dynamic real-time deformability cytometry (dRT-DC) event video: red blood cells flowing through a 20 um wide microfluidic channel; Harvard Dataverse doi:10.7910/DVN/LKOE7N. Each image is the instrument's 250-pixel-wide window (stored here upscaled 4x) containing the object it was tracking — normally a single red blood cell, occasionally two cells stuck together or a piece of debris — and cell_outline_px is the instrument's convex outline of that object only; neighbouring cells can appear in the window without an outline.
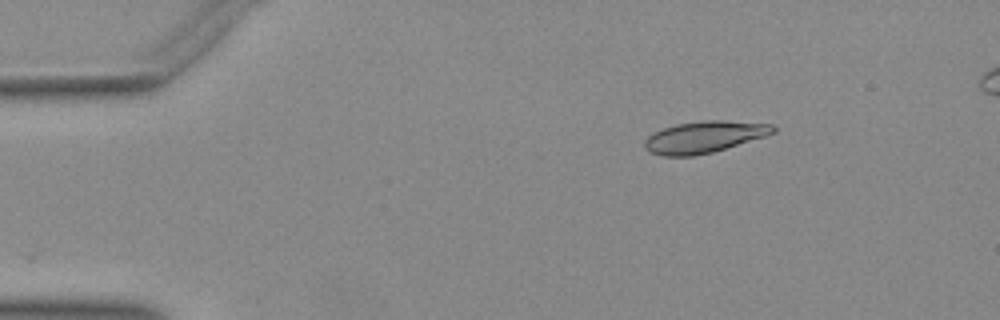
{"species": "Egyptian fruit bat (a non-hibernating species)", "species_latin": "Rousettus aegyptiacus", "temperature_condition": "warm", "stored_images_in_passage": 45, "camera_frame_rate_fps": 3000, "um_per_image_px": 0.085, "animal": {"sex": "female"}, "frame": {"image": 1, "passage_image": 1, "time_ms": 0.0, "image_size_px": [1000, 320], "cell_outline_px": [[776, 132], [764, 136], [712, 152], [692, 156], [664, 156], [648, 152], [644, 148], [644, 140], [648, 136], [664, 128], [676, 124], [700, 120], [720, 120], [772, 124], [776, 128]], "centroid_in_image_um": [59.82, 11.64], "position_along_channel_um": 25.2, "area_um2": 23.52}}
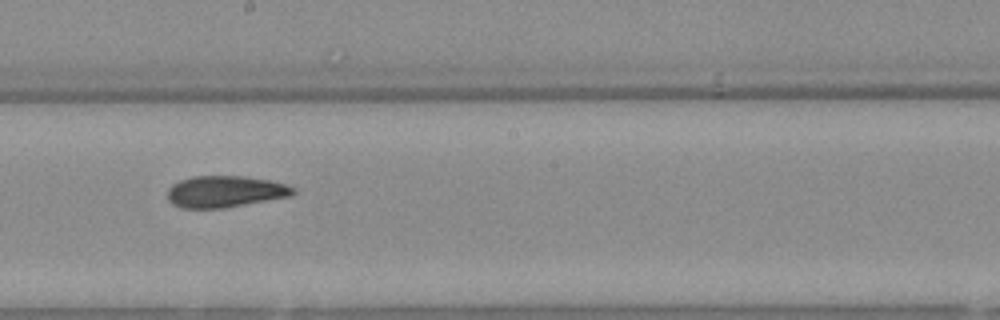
{"frame": {"image": 2, "passage_image": 22, "time_ms": 7.0, "image_size_px": [1000, 320], "cell_outline_px": [[296, 192], [292, 196], [224, 208], [180, 208], [172, 204], [168, 200], [168, 188], [172, 184], [180, 180], [192, 176], [244, 176], [272, 180], [296, 188]], "centroid_in_image_um": [19.14, 16.28], "position_along_channel_um": 229.1, "area_um2": 23.35}}
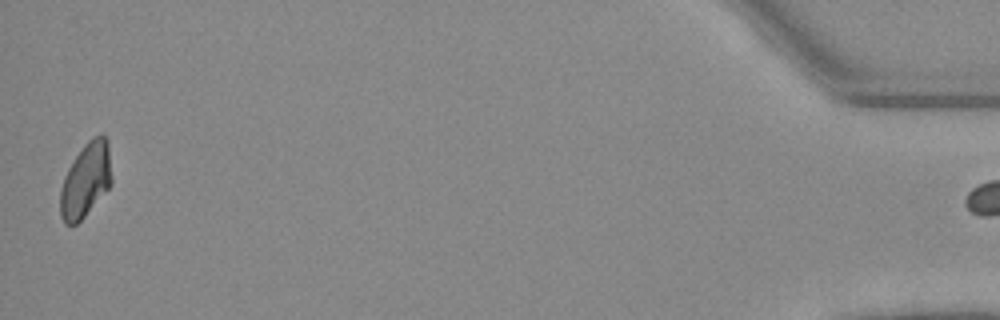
{"frame": {"image": 3, "passage_image": 44, "time_ms": 14.333, "image_size_px": [1000, 320], "cell_outline_px": [[112, 184], [84, 216], [76, 224], [64, 224], [60, 216], [60, 188], [64, 176], [68, 168], [84, 144], [92, 136], [100, 132], [108, 140], [112, 176]], "centroid_in_image_um": [7.29, 15.27], "position_along_channel_um": 427.9, "area_um2": 22.43}}